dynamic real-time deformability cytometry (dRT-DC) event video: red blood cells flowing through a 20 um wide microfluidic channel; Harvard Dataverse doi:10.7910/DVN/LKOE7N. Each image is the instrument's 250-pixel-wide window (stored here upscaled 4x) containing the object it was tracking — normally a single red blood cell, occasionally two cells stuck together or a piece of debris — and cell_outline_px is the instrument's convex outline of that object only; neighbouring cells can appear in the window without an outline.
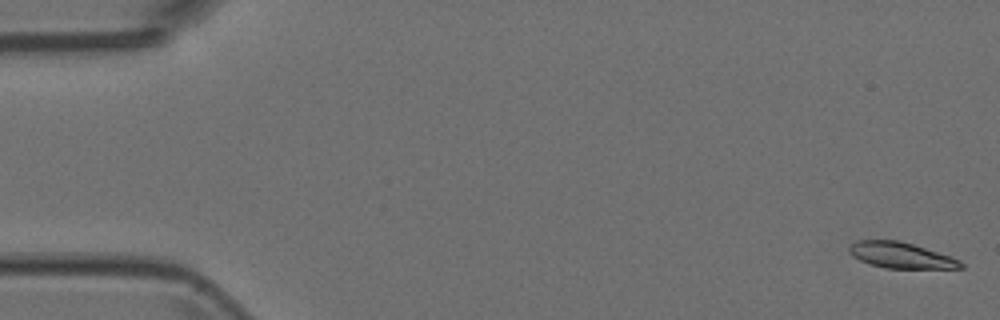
{"species": "Egyptian fruit bat (a non-hibernating species)", "species_latin": "Rousettus aegyptiacus", "temperature_condition": "room temperature", "stored_images_in_passage": 5, "camera_frame_rate_fps": 3000, "um_per_image_px": 0.085, "animal": {"sex": "female"}, "frame": {"image": 1, "passage_image": 1, "time_ms": 0.0, "image_size_px": [1000, 320], "cell_outline_px": [[964, 268], [884, 268], [860, 260], [852, 256], [848, 252], [848, 248], [856, 240], [896, 240], [912, 244], [952, 256], [960, 260], [964, 264]], "centroid_in_image_um": [76.59, 21.7], "position_along_channel_um": 8.4, "area_um2": 16.76}}
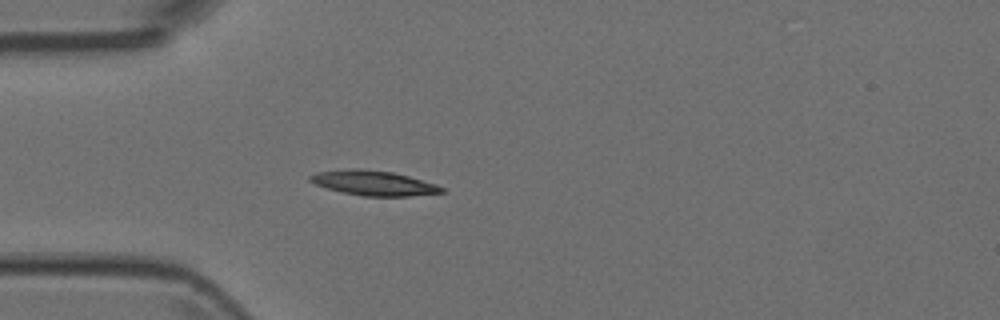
{"frame": {"image": 2, "passage_image": 5, "time_ms": 1.333, "image_size_px": [1000, 320], "cell_outline_px": [[444, 192], [408, 196], [360, 196], [340, 192], [316, 184], [308, 180], [308, 176], [316, 172], [356, 168], [360, 168], [392, 172], [408, 176], [436, 184], [444, 188]], "centroid_in_image_um": [31.73, 15.56], "position_along_channel_um": 53.3, "area_um2": 18.96}}